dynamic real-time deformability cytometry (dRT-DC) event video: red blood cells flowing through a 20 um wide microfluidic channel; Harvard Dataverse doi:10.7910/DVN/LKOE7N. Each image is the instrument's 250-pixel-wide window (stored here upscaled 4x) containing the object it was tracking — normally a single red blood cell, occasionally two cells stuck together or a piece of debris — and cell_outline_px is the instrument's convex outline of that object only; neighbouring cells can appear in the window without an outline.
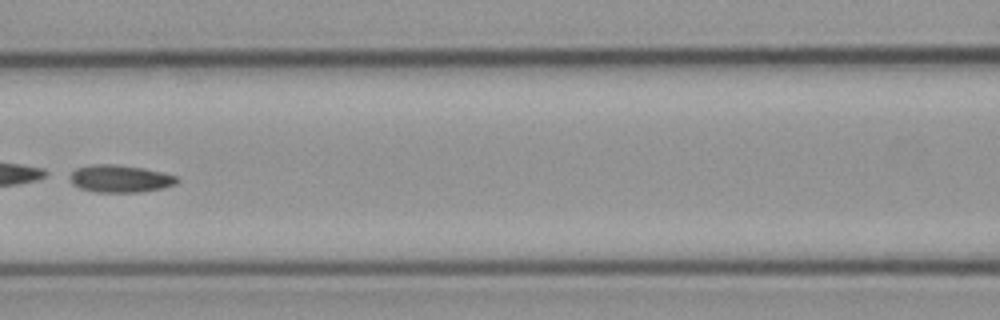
{"species": "common noctule bat (a hibernating species)", "species_latin": "Nyctalus noctula", "temperature_condition": "cold", "stored_images_in_passage": 6, "camera_frame_rate_fps": 3000, "um_per_image_px": 0.085, "animal": {"sex": "male", "body_mass_g": 23.1, "forearm_length_mm": 52.7}, "frame": {"image": 1, "passage_image": 6, "time_ms": 6.667, "image_size_px": [1000, 320], "cell_outline_px": [[180, 180], [176, 184], [164, 188], [140, 192], [96, 192], [80, 188], [72, 184], [64, 176], [76, 168], [92, 164], [116, 164], [144, 168], [176, 176]], "centroid_in_image_um": [10.14, 15.18], "position_along_channel_um": 156.5, "area_um2": 17.46}}